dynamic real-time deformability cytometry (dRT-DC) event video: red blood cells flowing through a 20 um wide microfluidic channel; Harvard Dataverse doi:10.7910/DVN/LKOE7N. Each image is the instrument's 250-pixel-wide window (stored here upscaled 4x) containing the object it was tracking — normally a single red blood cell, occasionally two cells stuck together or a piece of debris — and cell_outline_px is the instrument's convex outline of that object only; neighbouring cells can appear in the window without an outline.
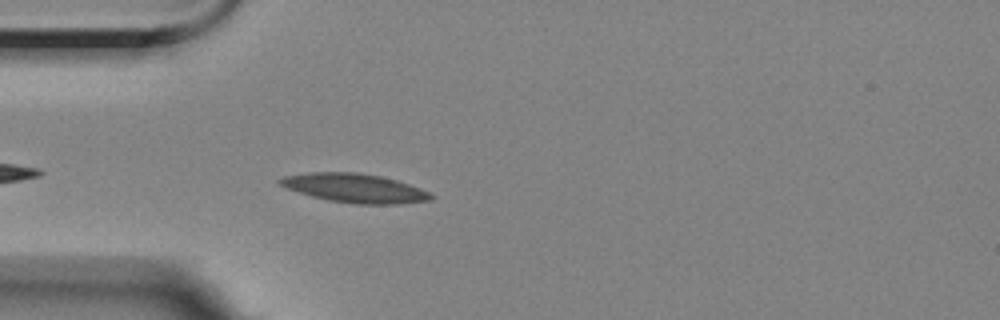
{"species": "Egyptian fruit bat (a non-hibernating species)", "species_latin": "Rousettus aegyptiacus", "temperature_condition": "room temperature", "stored_images_in_passage": 5, "camera_frame_rate_fps": 3000, "um_per_image_px": 0.085, "animal": {"sex": "female"}, "frame": {"image": 1, "passage_image": 5, "time_ms": 4.667, "image_size_px": [1000, 320], "cell_outline_px": [[436, 196], [432, 200], [400, 204], [356, 204], [328, 200], [312, 196], [288, 188], [280, 184], [276, 180], [284, 176], [312, 172], [356, 172], [380, 176], [396, 180], [420, 188]], "centroid_in_image_um": [30.19, 15.99], "position_along_channel_um": 54.8, "area_um2": 25.32}}